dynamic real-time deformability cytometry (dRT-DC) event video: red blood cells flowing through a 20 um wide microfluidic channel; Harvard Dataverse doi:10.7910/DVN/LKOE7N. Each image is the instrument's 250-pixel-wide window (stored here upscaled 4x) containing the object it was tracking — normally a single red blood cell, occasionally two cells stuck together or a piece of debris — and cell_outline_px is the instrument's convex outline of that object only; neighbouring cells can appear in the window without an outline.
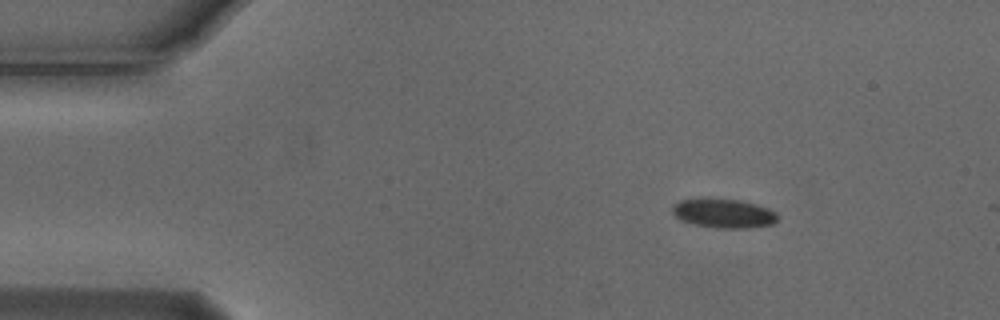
{"species": "Egyptian fruit bat (a non-hibernating species)", "species_latin": "Rousettus aegyptiacus", "temperature_condition": "cold", "stored_images_in_passage": 3, "camera_frame_rate_fps": 3000, "um_per_image_px": 0.085, "animal": {"sex": "male"}, "frame": {"image": 1, "passage_image": 1, "time_ms": 0.0, "image_size_px": [1000, 320], "cell_outline_px": [[776, 220], [772, 224], [748, 228], [716, 228], [696, 224], [680, 220], [672, 212], [672, 204], [680, 200], [740, 200], [756, 204], [768, 208], [776, 212]], "centroid_in_image_um": [61.51, 18.15], "position_along_channel_um": 23.5, "area_um2": 17.4}}